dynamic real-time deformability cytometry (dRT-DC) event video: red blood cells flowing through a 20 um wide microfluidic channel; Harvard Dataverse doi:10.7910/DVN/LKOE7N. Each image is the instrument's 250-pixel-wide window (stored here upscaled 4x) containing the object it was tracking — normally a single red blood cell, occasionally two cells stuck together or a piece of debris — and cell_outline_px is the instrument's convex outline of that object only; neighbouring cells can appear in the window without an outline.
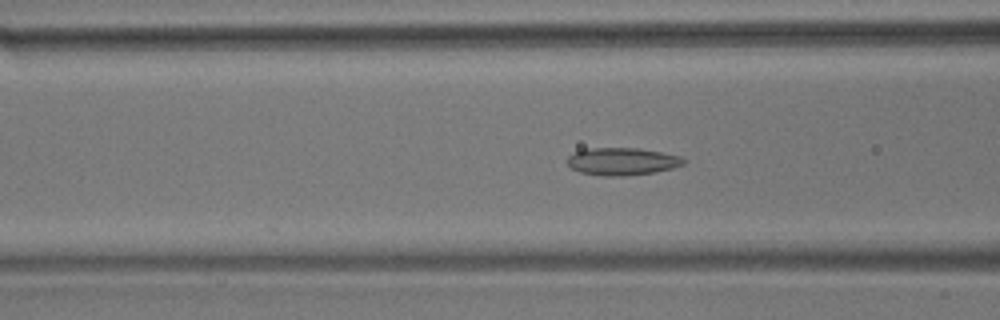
{"species": "common noctule bat (a hibernating species)", "species_latin": "Nyctalus noctula", "temperature_condition": "room temperature", "stored_images_in_passage": 53, "camera_frame_rate_fps": 3000, "um_per_image_px": 0.085, "animal": {"sex": "male", "body_mass_g": 17.9}, "frame": {"image": 1, "passage_image": 22, "time_ms": 7.0, "image_size_px": [1000, 320], "cell_outline_px": [[684, 164], [672, 168], [652, 172], [624, 176], [604, 176], [580, 172], [572, 168], [564, 160], [568, 156], [584, 148], [640, 148], [680, 156], [684, 160]], "centroid_in_image_um": [52.83, 13.71], "position_along_channel_um": 113.8, "area_um2": 18.55}}
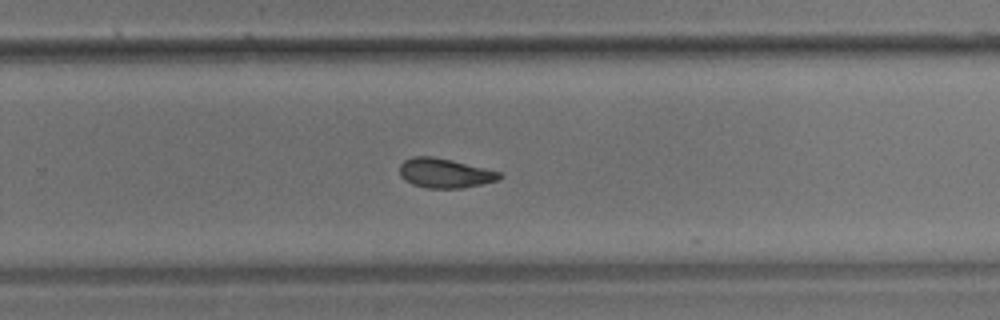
{"frame": {"image": 2, "passage_image": 37, "time_ms": 12.0, "image_size_px": [1000, 320], "cell_outline_px": [[504, 176], [500, 180], [460, 188], [428, 188], [412, 184], [404, 180], [400, 176], [400, 164], [404, 160], [412, 156], [432, 156], [452, 160], [500, 172]], "centroid_in_image_um": [37.79, 14.71], "position_along_channel_um": 292.0, "area_um2": 17.17}}
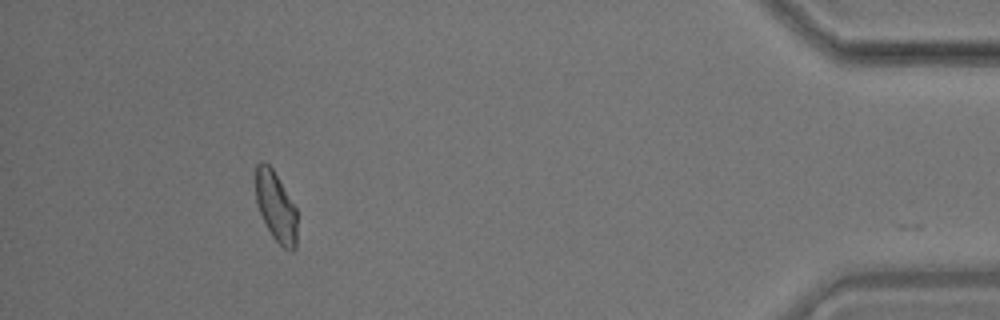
{"frame": {"image": 3, "passage_image": 52, "time_ms": 17.0, "image_size_px": [1000, 320], "cell_outline_px": [[296, 248], [292, 252], [284, 248], [272, 236], [260, 212], [256, 200], [256, 164], [260, 160], [264, 160], [272, 168], [296, 208]], "centroid_in_image_um": [23.45, 17.55], "position_along_channel_um": 411.8, "area_um2": 16.65}, "authors_computed_cell_mechanics": {"area_um2": 17.8024, "velocity_mm_per_s": 3.563, "shape_relaxation_time_tau1_ms": null, "shape_relaxation_time_tau2_ms": 3.3434, "deformation_change_tau1": null, "deformation_change_tau2": 0.0834}}